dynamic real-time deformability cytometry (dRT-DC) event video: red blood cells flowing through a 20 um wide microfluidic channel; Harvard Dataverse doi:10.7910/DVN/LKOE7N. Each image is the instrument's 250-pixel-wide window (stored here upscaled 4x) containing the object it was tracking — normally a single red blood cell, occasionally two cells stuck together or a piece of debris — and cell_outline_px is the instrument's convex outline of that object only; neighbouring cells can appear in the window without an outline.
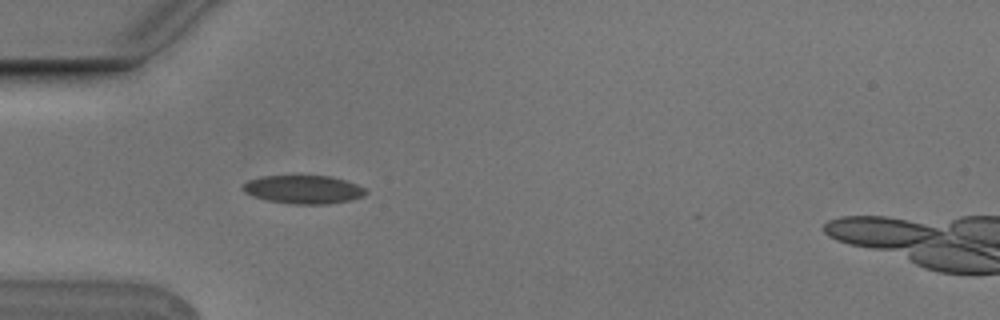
{"species": "Egyptian fruit bat (a non-hibernating species)", "species_latin": "Rousettus aegyptiacus", "temperature_condition": "cold", "stored_images_in_passage": 3, "camera_frame_rate_fps": 3000, "um_per_image_px": 0.085, "animal": {"sex": "male"}, "frame": {"image": 1, "passage_image": 3, "time_ms": 0.667, "image_size_px": [1000, 320], "cell_outline_px": [[368, 192], [364, 196], [352, 200], [328, 204], [292, 204], [268, 200], [252, 196], [244, 192], [240, 188], [248, 180], [260, 176], [332, 176], [356, 184], [364, 188]], "centroid_in_image_um": [25.79, 16.11], "position_along_channel_um": 59.2, "area_um2": 20.4}}